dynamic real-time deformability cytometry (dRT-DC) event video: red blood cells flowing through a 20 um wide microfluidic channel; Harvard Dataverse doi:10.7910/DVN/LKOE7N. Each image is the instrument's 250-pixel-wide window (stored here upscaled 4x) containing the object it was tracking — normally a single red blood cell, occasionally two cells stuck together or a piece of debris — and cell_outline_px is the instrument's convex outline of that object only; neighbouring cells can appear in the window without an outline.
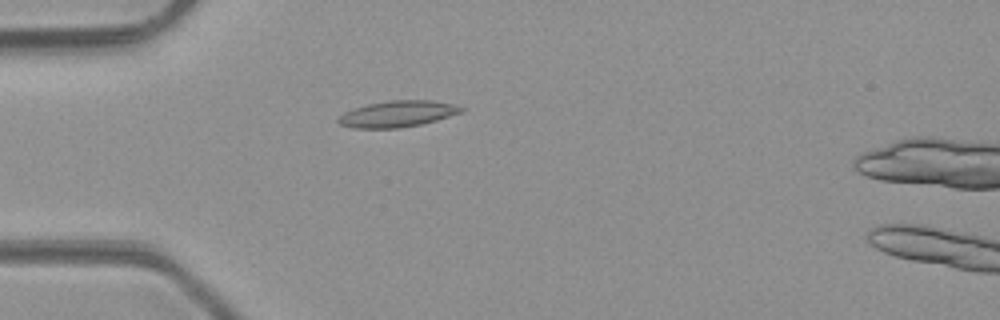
{"species": "common noctule bat (a hibernating species)", "species_latin": "Nyctalus noctula", "temperature_condition": "room temperature", "stored_images_in_passage": 2, "camera_frame_rate_fps": 3000, "um_per_image_px": 0.085, "animal": {"sex": "male", "body_mass_g": 23.1, "forearm_length_mm": 52.7}, "frame": {"image": 1, "passage_image": 1, "time_ms": 0.0, "image_size_px": [1000, 320], "cell_outline_px": [[468, 108], [464, 112], [436, 120], [420, 124], [396, 128], [352, 128], [340, 124], [336, 120], [344, 112], [368, 104], [392, 100], [432, 100], [452, 104]], "centroid_in_image_um": [33.83, 9.68], "position_along_channel_um": 51.2, "area_um2": 18.73}}